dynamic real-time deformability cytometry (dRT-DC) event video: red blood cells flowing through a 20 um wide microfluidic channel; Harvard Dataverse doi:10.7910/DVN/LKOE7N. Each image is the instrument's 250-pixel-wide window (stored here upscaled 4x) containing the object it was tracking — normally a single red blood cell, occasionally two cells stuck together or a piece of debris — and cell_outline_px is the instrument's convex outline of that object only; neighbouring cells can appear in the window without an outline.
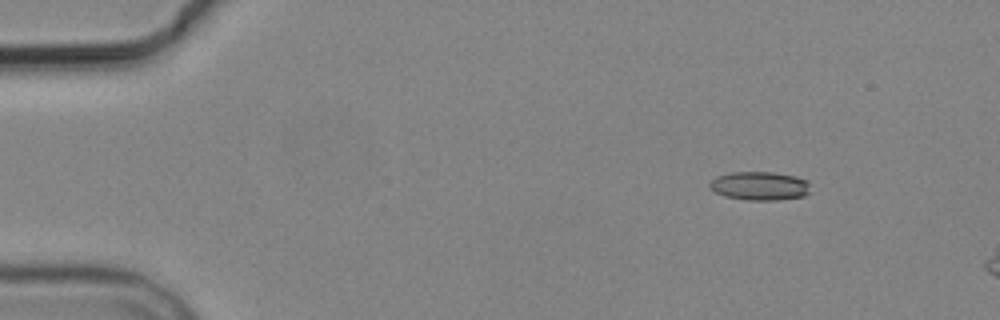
{"species": "common noctule bat (a hibernating species)", "species_latin": "Nyctalus noctula", "temperature_condition": "cold", "stored_images_in_passage": 3, "camera_frame_rate_fps": 3000, "um_per_image_px": 0.085, "animal": {"sex": "male", "body_mass_g": 19.2, "forearm_length_mm": 51.8}, "frame": {"image": 1, "passage_image": 1, "time_ms": 0.0, "image_size_px": [1000, 320], "cell_outline_px": [[808, 192], [804, 196], [776, 200], [748, 200], [724, 196], [716, 192], [708, 184], [716, 176], [732, 172], [772, 172], [796, 176], [808, 180]], "centroid_in_image_um": [64.57, 15.79], "position_along_channel_um": 20.4, "area_um2": 16.7}}